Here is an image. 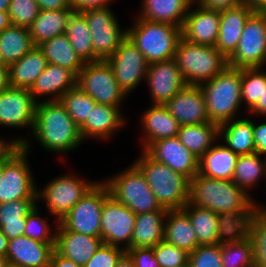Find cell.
<instances>
[{"label": "cell", "instance_id": "ab89813d", "mask_svg": "<svg viewBox=\"0 0 266 267\" xmlns=\"http://www.w3.org/2000/svg\"><path fill=\"white\" fill-rule=\"evenodd\" d=\"M65 35L84 63L97 62L94 59L90 29L82 12L72 11L69 14Z\"/></svg>", "mask_w": 266, "mask_h": 267}, {"label": "cell", "instance_id": "d590c367", "mask_svg": "<svg viewBox=\"0 0 266 267\" xmlns=\"http://www.w3.org/2000/svg\"><path fill=\"white\" fill-rule=\"evenodd\" d=\"M221 262L222 267H254L252 242L241 229L221 242Z\"/></svg>", "mask_w": 266, "mask_h": 267}, {"label": "cell", "instance_id": "db71d44e", "mask_svg": "<svg viewBox=\"0 0 266 267\" xmlns=\"http://www.w3.org/2000/svg\"><path fill=\"white\" fill-rule=\"evenodd\" d=\"M196 3L208 9L224 10L241 5L242 0H198Z\"/></svg>", "mask_w": 266, "mask_h": 267}, {"label": "cell", "instance_id": "9f6ffc18", "mask_svg": "<svg viewBox=\"0 0 266 267\" xmlns=\"http://www.w3.org/2000/svg\"><path fill=\"white\" fill-rule=\"evenodd\" d=\"M49 267H82V266L74 263L69 259L64 258L54 250L50 258Z\"/></svg>", "mask_w": 266, "mask_h": 267}, {"label": "cell", "instance_id": "2e32d148", "mask_svg": "<svg viewBox=\"0 0 266 267\" xmlns=\"http://www.w3.org/2000/svg\"><path fill=\"white\" fill-rule=\"evenodd\" d=\"M37 102L29 89L9 87L0 92V125L32 132Z\"/></svg>", "mask_w": 266, "mask_h": 267}, {"label": "cell", "instance_id": "11a10c76", "mask_svg": "<svg viewBox=\"0 0 266 267\" xmlns=\"http://www.w3.org/2000/svg\"><path fill=\"white\" fill-rule=\"evenodd\" d=\"M40 10L72 9L71 0H36Z\"/></svg>", "mask_w": 266, "mask_h": 267}, {"label": "cell", "instance_id": "6da1fadb", "mask_svg": "<svg viewBox=\"0 0 266 267\" xmlns=\"http://www.w3.org/2000/svg\"><path fill=\"white\" fill-rule=\"evenodd\" d=\"M189 202L217 213L235 229H242L260 206L232 180L199 173L190 180Z\"/></svg>", "mask_w": 266, "mask_h": 267}, {"label": "cell", "instance_id": "f1b7e54d", "mask_svg": "<svg viewBox=\"0 0 266 267\" xmlns=\"http://www.w3.org/2000/svg\"><path fill=\"white\" fill-rule=\"evenodd\" d=\"M164 241L188 253L199 246L190 218L183 209L167 211L164 222Z\"/></svg>", "mask_w": 266, "mask_h": 267}, {"label": "cell", "instance_id": "83f0119b", "mask_svg": "<svg viewBox=\"0 0 266 267\" xmlns=\"http://www.w3.org/2000/svg\"><path fill=\"white\" fill-rule=\"evenodd\" d=\"M138 16L151 22L182 27L192 0H143Z\"/></svg>", "mask_w": 266, "mask_h": 267}, {"label": "cell", "instance_id": "89a4df30", "mask_svg": "<svg viewBox=\"0 0 266 267\" xmlns=\"http://www.w3.org/2000/svg\"><path fill=\"white\" fill-rule=\"evenodd\" d=\"M2 176V160L0 161V178Z\"/></svg>", "mask_w": 266, "mask_h": 267}, {"label": "cell", "instance_id": "603a6c76", "mask_svg": "<svg viewBox=\"0 0 266 267\" xmlns=\"http://www.w3.org/2000/svg\"><path fill=\"white\" fill-rule=\"evenodd\" d=\"M54 247L23 235L8 240L6 260L18 267H49Z\"/></svg>", "mask_w": 266, "mask_h": 267}, {"label": "cell", "instance_id": "74e56055", "mask_svg": "<svg viewBox=\"0 0 266 267\" xmlns=\"http://www.w3.org/2000/svg\"><path fill=\"white\" fill-rule=\"evenodd\" d=\"M33 47L29 28L10 25L0 33V62L10 66Z\"/></svg>", "mask_w": 266, "mask_h": 267}, {"label": "cell", "instance_id": "836d02e7", "mask_svg": "<svg viewBox=\"0 0 266 267\" xmlns=\"http://www.w3.org/2000/svg\"><path fill=\"white\" fill-rule=\"evenodd\" d=\"M37 202V199H18L0 203V229L8 239L24 235L27 215Z\"/></svg>", "mask_w": 266, "mask_h": 267}, {"label": "cell", "instance_id": "d6986e66", "mask_svg": "<svg viewBox=\"0 0 266 267\" xmlns=\"http://www.w3.org/2000/svg\"><path fill=\"white\" fill-rule=\"evenodd\" d=\"M192 5L181 27L182 38L196 45L215 46L220 27V10L208 9L198 3Z\"/></svg>", "mask_w": 266, "mask_h": 267}, {"label": "cell", "instance_id": "f546056e", "mask_svg": "<svg viewBox=\"0 0 266 267\" xmlns=\"http://www.w3.org/2000/svg\"><path fill=\"white\" fill-rule=\"evenodd\" d=\"M47 64L43 51L38 46H34L9 66L10 86L30 90Z\"/></svg>", "mask_w": 266, "mask_h": 267}, {"label": "cell", "instance_id": "91938a15", "mask_svg": "<svg viewBox=\"0 0 266 267\" xmlns=\"http://www.w3.org/2000/svg\"><path fill=\"white\" fill-rule=\"evenodd\" d=\"M11 140L0 139V161L15 147Z\"/></svg>", "mask_w": 266, "mask_h": 267}, {"label": "cell", "instance_id": "52a82bcc", "mask_svg": "<svg viewBox=\"0 0 266 267\" xmlns=\"http://www.w3.org/2000/svg\"><path fill=\"white\" fill-rule=\"evenodd\" d=\"M175 59L187 85H200L221 73L228 59L215 47L196 45L181 38Z\"/></svg>", "mask_w": 266, "mask_h": 267}, {"label": "cell", "instance_id": "60d3db41", "mask_svg": "<svg viewBox=\"0 0 266 267\" xmlns=\"http://www.w3.org/2000/svg\"><path fill=\"white\" fill-rule=\"evenodd\" d=\"M262 157L258 153H251L239 155L237 159L232 181L249 195L248 190L254 189L262 177H266V157Z\"/></svg>", "mask_w": 266, "mask_h": 267}, {"label": "cell", "instance_id": "ac0fdd59", "mask_svg": "<svg viewBox=\"0 0 266 267\" xmlns=\"http://www.w3.org/2000/svg\"><path fill=\"white\" fill-rule=\"evenodd\" d=\"M144 151L155 161L169 166L190 180L199 173V159L177 136L152 142Z\"/></svg>", "mask_w": 266, "mask_h": 267}, {"label": "cell", "instance_id": "b9f144b4", "mask_svg": "<svg viewBox=\"0 0 266 267\" xmlns=\"http://www.w3.org/2000/svg\"><path fill=\"white\" fill-rule=\"evenodd\" d=\"M253 245L254 267H266V208L260 205L241 229Z\"/></svg>", "mask_w": 266, "mask_h": 267}, {"label": "cell", "instance_id": "f5cc1de1", "mask_svg": "<svg viewBox=\"0 0 266 267\" xmlns=\"http://www.w3.org/2000/svg\"><path fill=\"white\" fill-rule=\"evenodd\" d=\"M255 153L266 157V123L256 124L253 121Z\"/></svg>", "mask_w": 266, "mask_h": 267}, {"label": "cell", "instance_id": "03108f58", "mask_svg": "<svg viewBox=\"0 0 266 267\" xmlns=\"http://www.w3.org/2000/svg\"><path fill=\"white\" fill-rule=\"evenodd\" d=\"M11 0H0V12H8Z\"/></svg>", "mask_w": 266, "mask_h": 267}, {"label": "cell", "instance_id": "8fae6325", "mask_svg": "<svg viewBox=\"0 0 266 267\" xmlns=\"http://www.w3.org/2000/svg\"><path fill=\"white\" fill-rule=\"evenodd\" d=\"M110 196L102 181L88 191L59 221L69 231L101 237V213L104 201Z\"/></svg>", "mask_w": 266, "mask_h": 267}, {"label": "cell", "instance_id": "277c9868", "mask_svg": "<svg viewBox=\"0 0 266 267\" xmlns=\"http://www.w3.org/2000/svg\"><path fill=\"white\" fill-rule=\"evenodd\" d=\"M242 69L227 66L214 78L200 84L209 120L221 125L236 119L241 108Z\"/></svg>", "mask_w": 266, "mask_h": 267}, {"label": "cell", "instance_id": "003e7915", "mask_svg": "<svg viewBox=\"0 0 266 267\" xmlns=\"http://www.w3.org/2000/svg\"><path fill=\"white\" fill-rule=\"evenodd\" d=\"M7 263L6 257L0 256V267H4Z\"/></svg>", "mask_w": 266, "mask_h": 267}, {"label": "cell", "instance_id": "7a4b0ae2", "mask_svg": "<svg viewBox=\"0 0 266 267\" xmlns=\"http://www.w3.org/2000/svg\"><path fill=\"white\" fill-rule=\"evenodd\" d=\"M34 139L48 152L67 153L84 142L80 128L60 101H42L36 104L32 130Z\"/></svg>", "mask_w": 266, "mask_h": 267}, {"label": "cell", "instance_id": "d4e9b609", "mask_svg": "<svg viewBox=\"0 0 266 267\" xmlns=\"http://www.w3.org/2000/svg\"><path fill=\"white\" fill-rule=\"evenodd\" d=\"M120 112V107L96 103L89 118L79 127L82 140L111 138L125 125V119Z\"/></svg>", "mask_w": 266, "mask_h": 267}, {"label": "cell", "instance_id": "be15d7a7", "mask_svg": "<svg viewBox=\"0 0 266 267\" xmlns=\"http://www.w3.org/2000/svg\"><path fill=\"white\" fill-rule=\"evenodd\" d=\"M8 238L2 233L0 229V256L6 257L8 250Z\"/></svg>", "mask_w": 266, "mask_h": 267}, {"label": "cell", "instance_id": "cb8c5ba5", "mask_svg": "<svg viewBox=\"0 0 266 267\" xmlns=\"http://www.w3.org/2000/svg\"><path fill=\"white\" fill-rule=\"evenodd\" d=\"M254 10L246 4L220 10L219 35L215 47L229 59L236 51L244 25Z\"/></svg>", "mask_w": 266, "mask_h": 267}, {"label": "cell", "instance_id": "a7ac6f4b", "mask_svg": "<svg viewBox=\"0 0 266 267\" xmlns=\"http://www.w3.org/2000/svg\"><path fill=\"white\" fill-rule=\"evenodd\" d=\"M4 267H18V266L13 265V264H10V263H6V264L4 265Z\"/></svg>", "mask_w": 266, "mask_h": 267}, {"label": "cell", "instance_id": "9a60e30c", "mask_svg": "<svg viewBox=\"0 0 266 267\" xmlns=\"http://www.w3.org/2000/svg\"><path fill=\"white\" fill-rule=\"evenodd\" d=\"M106 61L111 66L117 83L127 96L142 80L146 79L149 64L128 37Z\"/></svg>", "mask_w": 266, "mask_h": 267}, {"label": "cell", "instance_id": "5b68a950", "mask_svg": "<svg viewBox=\"0 0 266 267\" xmlns=\"http://www.w3.org/2000/svg\"><path fill=\"white\" fill-rule=\"evenodd\" d=\"M10 140L16 146L2 159L0 203L18 199H37L38 186L28 163L30 141L21 136Z\"/></svg>", "mask_w": 266, "mask_h": 267}, {"label": "cell", "instance_id": "4fadbf2b", "mask_svg": "<svg viewBox=\"0 0 266 267\" xmlns=\"http://www.w3.org/2000/svg\"><path fill=\"white\" fill-rule=\"evenodd\" d=\"M91 33L94 59L107 60L127 38L111 8H97L83 12Z\"/></svg>", "mask_w": 266, "mask_h": 267}, {"label": "cell", "instance_id": "f35d334b", "mask_svg": "<svg viewBox=\"0 0 266 267\" xmlns=\"http://www.w3.org/2000/svg\"><path fill=\"white\" fill-rule=\"evenodd\" d=\"M38 47L43 51L49 64L65 67L75 75L85 64L77 55L65 34L45 41Z\"/></svg>", "mask_w": 266, "mask_h": 267}, {"label": "cell", "instance_id": "7dc6e473", "mask_svg": "<svg viewBox=\"0 0 266 267\" xmlns=\"http://www.w3.org/2000/svg\"><path fill=\"white\" fill-rule=\"evenodd\" d=\"M153 248L160 267H187L189 264L190 253L175 245L162 241Z\"/></svg>", "mask_w": 266, "mask_h": 267}, {"label": "cell", "instance_id": "30bf717a", "mask_svg": "<svg viewBox=\"0 0 266 267\" xmlns=\"http://www.w3.org/2000/svg\"><path fill=\"white\" fill-rule=\"evenodd\" d=\"M98 181L80 178L75 173L59 175L49 181L41 190H37V200L46 202L48 213L54 216L58 223L69 210L88 192Z\"/></svg>", "mask_w": 266, "mask_h": 267}, {"label": "cell", "instance_id": "5bb4252c", "mask_svg": "<svg viewBox=\"0 0 266 267\" xmlns=\"http://www.w3.org/2000/svg\"><path fill=\"white\" fill-rule=\"evenodd\" d=\"M135 220L136 214L110 195L103 203L100 219L103 243L130 249Z\"/></svg>", "mask_w": 266, "mask_h": 267}, {"label": "cell", "instance_id": "9c48e42d", "mask_svg": "<svg viewBox=\"0 0 266 267\" xmlns=\"http://www.w3.org/2000/svg\"><path fill=\"white\" fill-rule=\"evenodd\" d=\"M76 86L98 104L121 107L128 97L117 83L106 60L85 63L76 75Z\"/></svg>", "mask_w": 266, "mask_h": 267}, {"label": "cell", "instance_id": "8992f818", "mask_svg": "<svg viewBox=\"0 0 266 267\" xmlns=\"http://www.w3.org/2000/svg\"><path fill=\"white\" fill-rule=\"evenodd\" d=\"M134 23L127 28V37L143 54L148 64L175 58L178 42L182 38L181 27L151 22L139 16Z\"/></svg>", "mask_w": 266, "mask_h": 267}, {"label": "cell", "instance_id": "2644e50d", "mask_svg": "<svg viewBox=\"0 0 266 267\" xmlns=\"http://www.w3.org/2000/svg\"><path fill=\"white\" fill-rule=\"evenodd\" d=\"M261 12L266 13V6L261 10Z\"/></svg>", "mask_w": 266, "mask_h": 267}, {"label": "cell", "instance_id": "bcb514c9", "mask_svg": "<svg viewBox=\"0 0 266 267\" xmlns=\"http://www.w3.org/2000/svg\"><path fill=\"white\" fill-rule=\"evenodd\" d=\"M39 11L36 0H11L8 10L11 25L29 28L38 17Z\"/></svg>", "mask_w": 266, "mask_h": 267}, {"label": "cell", "instance_id": "8d00e7d4", "mask_svg": "<svg viewBox=\"0 0 266 267\" xmlns=\"http://www.w3.org/2000/svg\"><path fill=\"white\" fill-rule=\"evenodd\" d=\"M177 137L198 159L219 140V125L215 123L183 125Z\"/></svg>", "mask_w": 266, "mask_h": 267}, {"label": "cell", "instance_id": "ee69618b", "mask_svg": "<svg viewBox=\"0 0 266 267\" xmlns=\"http://www.w3.org/2000/svg\"><path fill=\"white\" fill-rule=\"evenodd\" d=\"M264 68H242L241 96L249 111L262 97L263 85H266Z\"/></svg>", "mask_w": 266, "mask_h": 267}, {"label": "cell", "instance_id": "484cf974", "mask_svg": "<svg viewBox=\"0 0 266 267\" xmlns=\"http://www.w3.org/2000/svg\"><path fill=\"white\" fill-rule=\"evenodd\" d=\"M141 117V126L144 131V137L141 138V143L143 142L141 150H145L152 142L176 137L180 131V123L165 105L152 104Z\"/></svg>", "mask_w": 266, "mask_h": 267}, {"label": "cell", "instance_id": "6125c7cd", "mask_svg": "<svg viewBox=\"0 0 266 267\" xmlns=\"http://www.w3.org/2000/svg\"><path fill=\"white\" fill-rule=\"evenodd\" d=\"M115 267H134V263L129 254L125 252L120 257Z\"/></svg>", "mask_w": 266, "mask_h": 267}, {"label": "cell", "instance_id": "d6a6232c", "mask_svg": "<svg viewBox=\"0 0 266 267\" xmlns=\"http://www.w3.org/2000/svg\"><path fill=\"white\" fill-rule=\"evenodd\" d=\"M223 138V139H222ZM219 142L238 155L255 153L253 121L236 118L219 126Z\"/></svg>", "mask_w": 266, "mask_h": 267}, {"label": "cell", "instance_id": "6f0895ef", "mask_svg": "<svg viewBox=\"0 0 266 267\" xmlns=\"http://www.w3.org/2000/svg\"><path fill=\"white\" fill-rule=\"evenodd\" d=\"M248 113L266 116V85H263V93L261 99L249 110Z\"/></svg>", "mask_w": 266, "mask_h": 267}, {"label": "cell", "instance_id": "7c38bea8", "mask_svg": "<svg viewBox=\"0 0 266 267\" xmlns=\"http://www.w3.org/2000/svg\"><path fill=\"white\" fill-rule=\"evenodd\" d=\"M266 60V13L254 11L247 19L236 51L228 59L232 68H263Z\"/></svg>", "mask_w": 266, "mask_h": 267}, {"label": "cell", "instance_id": "7bdbcfd3", "mask_svg": "<svg viewBox=\"0 0 266 267\" xmlns=\"http://www.w3.org/2000/svg\"><path fill=\"white\" fill-rule=\"evenodd\" d=\"M59 101L79 127L89 118V114L96 104L88 94L77 86L68 90Z\"/></svg>", "mask_w": 266, "mask_h": 267}, {"label": "cell", "instance_id": "f907efd6", "mask_svg": "<svg viewBox=\"0 0 266 267\" xmlns=\"http://www.w3.org/2000/svg\"><path fill=\"white\" fill-rule=\"evenodd\" d=\"M133 260L134 267H160L153 247L130 248L126 251Z\"/></svg>", "mask_w": 266, "mask_h": 267}, {"label": "cell", "instance_id": "94428289", "mask_svg": "<svg viewBox=\"0 0 266 267\" xmlns=\"http://www.w3.org/2000/svg\"><path fill=\"white\" fill-rule=\"evenodd\" d=\"M242 3L254 11H261L266 6V0H242Z\"/></svg>", "mask_w": 266, "mask_h": 267}, {"label": "cell", "instance_id": "44dd1931", "mask_svg": "<svg viewBox=\"0 0 266 267\" xmlns=\"http://www.w3.org/2000/svg\"><path fill=\"white\" fill-rule=\"evenodd\" d=\"M183 210L190 218L199 245L220 244L235 230L225 219L210 209L188 202Z\"/></svg>", "mask_w": 266, "mask_h": 267}, {"label": "cell", "instance_id": "681fc988", "mask_svg": "<svg viewBox=\"0 0 266 267\" xmlns=\"http://www.w3.org/2000/svg\"><path fill=\"white\" fill-rule=\"evenodd\" d=\"M125 252L123 248L102 243L83 267H115Z\"/></svg>", "mask_w": 266, "mask_h": 267}, {"label": "cell", "instance_id": "4dcf8cb0", "mask_svg": "<svg viewBox=\"0 0 266 267\" xmlns=\"http://www.w3.org/2000/svg\"><path fill=\"white\" fill-rule=\"evenodd\" d=\"M222 144H214L199 159L200 175L209 178L232 180L239 155Z\"/></svg>", "mask_w": 266, "mask_h": 267}, {"label": "cell", "instance_id": "e575fe53", "mask_svg": "<svg viewBox=\"0 0 266 267\" xmlns=\"http://www.w3.org/2000/svg\"><path fill=\"white\" fill-rule=\"evenodd\" d=\"M72 11L73 9L40 10L38 17L29 27L34 46L65 34L68 16Z\"/></svg>", "mask_w": 266, "mask_h": 267}, {"label": "cell", "instance_id": "e7e4bbea", "mask_svg": "<svg viewBox=\"0 0 266 267\" xmlns=\"http://www.w3.org/2000/svg\"><path fill=\"white\" fill-rule=\"evenodd\" d=\"M11 25L8 12H0V33Z\"/></svg>", "mask_w": 266, "mask_h": 267}, {"label": "cell", "instance_id": "816d5d0a", "mask_svg": "<svg viewBox=\"0 0 266 267\" xmlns=\"http://www.w3.org/2000/svg\"><path fill=\"white\" fill-rule=\"evenodd\" d=\"M111 2L112 0H71V8L73 11L83 13L92 9L108 7Z\"/></svg>", "mask_w": 266, "mask_h": 267}, {"label": "cell", "instance_id": "e0dca14e", "mask_svg": "<svg viewBox=\"0 0 266 267\" xmlns=\"http://www.w3.org/2000/svg\"><path fill=\"white\" fill-rule=\"evenodd\" d=\"M145 81L152 104L160 105H165L187 85L175 58L149 64Z\"/></svg>", "mask_w": 266, "mask_h": 267}, {"label": "cell", "instance_id": "1f68e13d", "mask_svg": "<svg viewBox=\"0 0 266 267\" xmlns=\"http://www.w3.org/2000/svg\"><path fill=\"white\" fill-rule=\"evenodd\" d=\"M167 211H152L136 215L131 248L155 247L164 241Z\"/></svg>", "mask_w": 266, "mask_h": 267}, {"label": "cell", "instance_id": "3957f363", "mask_svg": "<svg viewBox=\"0 0 266 267\" xmlns=\"http://www.w3.org/2000/svg\"><path fill=\"white\" fill-rule=\"evenodd\" d=\"M134 164L143 173L163 209L180 210L189 202L190 179L152 159L144 150Z\"/></svg>", "mask_w": 266, "mask_h": 267}, {"label": "cell", "instance_id": "4316f807", "mask_svg": "<svg viewBox=\"0 0 266 267\" xmlns=\"http://www.w3.org/2000/svg\"><path fill=\"white\" fill-rule=\"evenodd\" d=\"M76 86V75L69 69L58 65L47 64L45 70L36 79L30 89L33 99L38 103V97L51 96L44 101H59L70 89Z\"/></svg>", "mask_w": 266, "mask_h": 267}, {"label": "cell", "instance_id": "ffe728a7", "mask_svg": "<svg viewBox=\"0 0 266 267\" xmlns=\"http://www.w3.org/2000/svg\"><path fill=\"white\" fill-rule=\"evenodd\" d=\"M165 106L181 126L211 122L207 114L205 97L199 85H186Z\"/></svg>", "mask_w": 266, "mask_h": 267}, {"label": "cell", "instance_id": "ba28073f", "mask_svg": "<svg viewBox=\"0 0 266 267\" xmlns=\"http://www.w3.org/2000/svg\"><path fill=\"white\" fill-rule=\"evenodd\" d=\"M103 182L107 185L110 195L136 215L152 211H167L160 206L143 173L134 163L121 173L105 178Z\"/></svg>", "mask_w": 266, "mask_h": 267}, {"label": "cell", "instance_id": "c3c4849f", "mask_svg": "<svg viewBox=\"0 0 266 267\" xmlns=\"http://www.w3.org/2000/svg\"><path fill=\"white\" fill-rule=\"evenodd\" d=\"M187 267H222L221 243L196 247L189 255Z\"/></svg>", "mask_w": 266, "mask_h": 267}, {"label": "cell", "instance_id": "7402d4cb", "mask_svg": "<svg viewBox=\"0 0 266 267\" xmlns=\"http://www.w3.org/2000/svg\"><path fill=\"white\" fill-rule=\"evenodd\" d=\"M103 243L101 237L66 230L59 222L54 250L66 259L84 266Z\"/></svg>", "mask_w": 266, "mask_h": 267}, {"label": "cell", "instance_id": "680465c9", "mask_svg": "<svg viewBox=\"0 0 266 267\" xmlns=\"http://www.w3.org/2000/svg\"><path fill=\"white\" fill-rule=\"evenodd\" d=\"M10 87L9 66L0 62V92Z\"/></svg>", "mask_w": 266, "mask_h": 267}, {"label": "cell", "instance_id": "f6af8a7d", "mask_svg": "<svg viewBox=\"0 0 266 267\" xmlns=\"http://www.w3.org/2000/svg\"><path fill=\"white\" fill-rule=\"evenodd\" d=\"M39 214V206L37 204L27 215L26 225L23 232L24 236L42 243H55L56 228L58 223H55L56 227H54L53 230L50 228L51 225H48L47 220L40 217Z\"/></svg>", "mask_w": 266, "mask_h": 267}]
</instances>
